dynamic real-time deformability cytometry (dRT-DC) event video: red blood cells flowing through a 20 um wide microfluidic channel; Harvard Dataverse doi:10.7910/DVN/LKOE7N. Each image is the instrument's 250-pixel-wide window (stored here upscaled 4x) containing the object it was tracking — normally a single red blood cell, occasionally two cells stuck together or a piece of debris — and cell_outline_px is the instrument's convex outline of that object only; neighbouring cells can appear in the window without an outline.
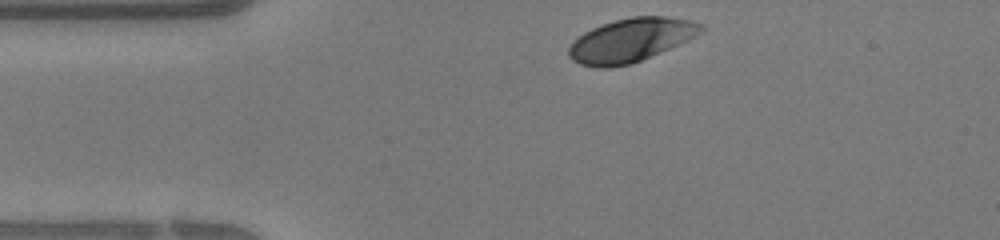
{"species": "human", "species_latin": "Homo sapiens", "temperature_condition": "warm", "stored_images_in_passage": 26, "camera_frame_rate_fps": 3000, "um_per_image_px": 0.085, "donor": {"sex": "female"}, "frame": {"image": 1, "passage_image": 1, "time_ms": 0.0, "image_size_px": [1000, 240], "cell_outline_px": [[704, 28], [696, 36], [632, 64], [608, 68], [596, 68], [580, 64], [572, 60], [568, 56], [568, 48], [572, 40], [584, 32], [592, 28], [616, 20], [632, 16], [664, 16], [692, 20], [704, 24]], "centroid_in_image_um": [53.59, 3.42], "position_along_channel_um": 31.4, "area_um2": 33.58}}
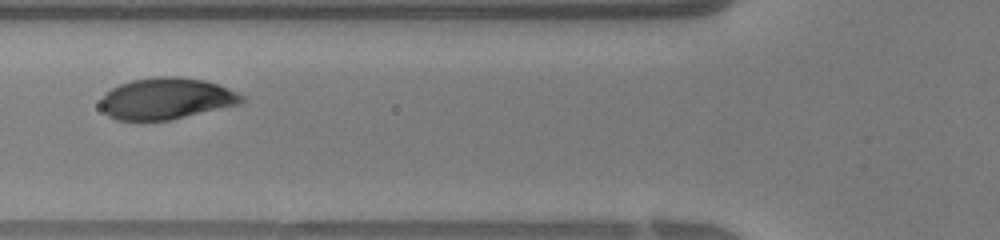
{"frame": {"image": 2, "passage_image": 8, "time_ms": 2.333, "image_size_px": [1000, 240], "cell_outline_px": [[244, 100], [240, 104], [172, 120], [116, 120], [108, 116], [104, 112], [100, 104], [100, 100], [112, 88], [120, 84], [132, 80], [156, 76], [176, 76], [204, 80], [228, 88], [244, 96]], "centroid_in_image_um": [14.14, 8.38], "position_along_channel_um": 111.7, "area_um2": 34.04}}
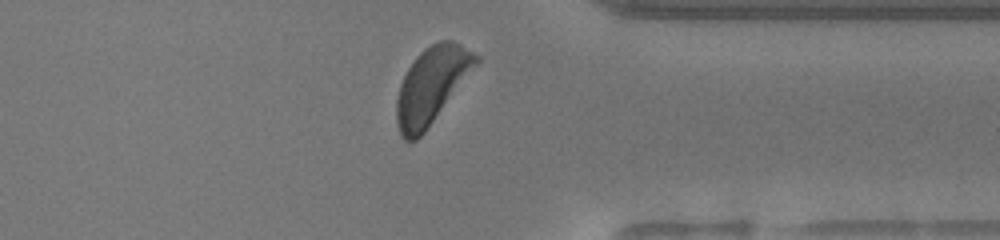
{"frame": {"image": 3, "passage_image": 24, "time_ms": 7.667, "image_size_px": [1000, 240], "cell_outline_px": [[480, 60], [424, 132], [416, 140], [404, 140], [400, 136], [396, 124], [396, 100], [400, 84], [408, 68], [416, 56], [424, 48], [440, 40], [452, 40], [460, 44], [480, 56]], "centroid_in_image_um": [36.65, 7.25], "position_along_channel_um": 374.7, "area_um2": 34.74}}